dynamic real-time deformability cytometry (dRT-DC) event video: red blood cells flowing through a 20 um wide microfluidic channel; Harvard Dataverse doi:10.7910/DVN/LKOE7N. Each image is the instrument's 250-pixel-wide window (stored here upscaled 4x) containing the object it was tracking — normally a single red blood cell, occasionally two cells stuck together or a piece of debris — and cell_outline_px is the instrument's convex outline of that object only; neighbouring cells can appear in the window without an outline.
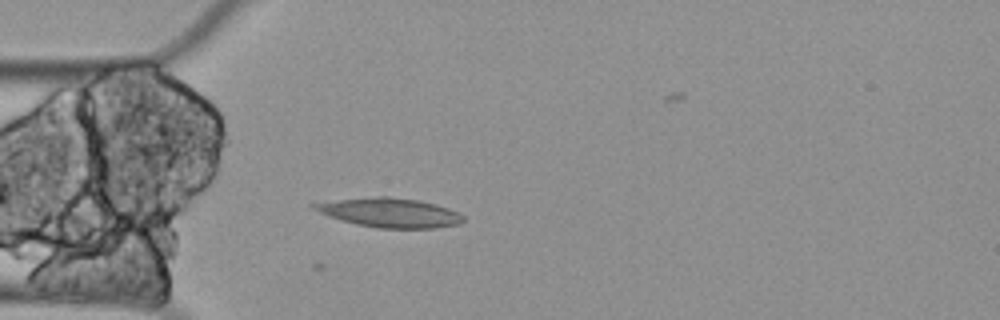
{"species": "Egyptian fruit bat (a non-hibernating species)", "species_latin": "Rousettus aegyptiacus", "temperature_condition": "cold", "stored_images_in_passage": 46, "camera_frame_rate_fps": 3000, "um_per_image_px": 0.085, "animal": {"sex": "female"}, "frame": {"image": 1, "passage_image": 1, "time_ms": 0.0, "image_size_px": [1000, 320], "cell_outline_px": [[464, 220], [460, 224], [436, 228], [376, 228], [356, 224], [340, 220], [328, 216], [308, 208], [308, 204], [340, 200], [380, 196], [388, 196], [416, 200], [436, 204], [460, 212], [464, 216]], "centroid_in_image_um": [33.12, 18.08], "position_along_channel_um": 51.9, "area_um2": 25.55}}
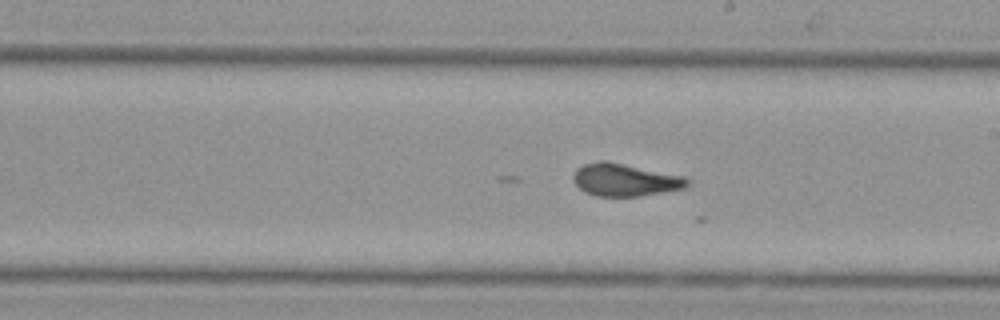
{"frame": {"image": 2, "passage_image": 18, "time_ms": 5.667, "image_size_px": [1000, 320], "cell_outline_px": [[692, 180], [684, 188], [640, 196], [596, 196], [584, 192], [572, 180], [572, 176], [576, 168], [584, 164], [600, 160], [604, 160], [684, 176]], "centroid_in_image_um": [53.1, 15.29], "position_along_channel_um": 235.9, "area_um2": 21.62}}
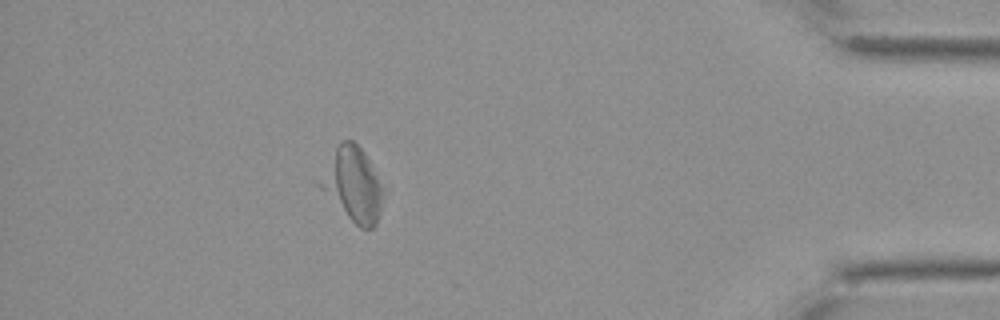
{"frame": {"image": 3, "passage_image": 38, "time_ms": 12.333, "image_size_px": [1000, 320], "cell_outline_px": [[384, 192], [380, 212], [376, 224], [372, 228], [360, 228], [348, 216], [320, 184], [336, 148], [344, 140], [352, 140], [364, 152]], "centroid_in_image_um": [30.09, 15.7], "position_along_channel_um": 405.1, "area_um2": 25.03}}